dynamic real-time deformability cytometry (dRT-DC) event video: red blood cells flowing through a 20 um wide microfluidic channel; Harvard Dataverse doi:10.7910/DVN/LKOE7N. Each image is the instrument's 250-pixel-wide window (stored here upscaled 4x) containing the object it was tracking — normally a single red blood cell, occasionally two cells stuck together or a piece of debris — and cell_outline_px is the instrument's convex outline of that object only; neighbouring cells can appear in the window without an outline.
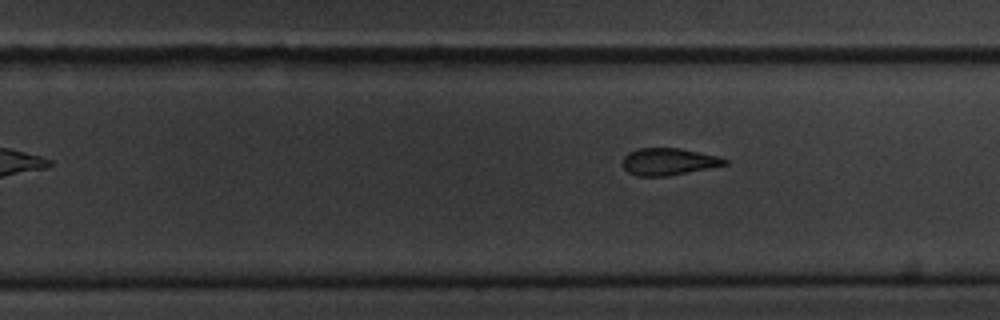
{"species": "common noctule bat (a hibernating species)", "species_latin": "Nyctalus noctula", "temperature_condition": "cold", "stored_images_in_passage": 11, "segment_of_instrument_passage": [2, 2], "camera_frame_rate_fps": 3000, "um_per_image_px": 0.085, "animal": {"sex": "male", "body_mass_g": 20.1, "forearm_length_mm": 53.5}, "frame": {"image": 1, "passage_image": 11, "time_ms": 12.667, "image_size_px": [1000, 320], "cell_outline_px": [[728, 164], [708, 168], [664, 176], [636, 176], [628, 172], [624, 168], [624, 156], [628, 152], [640, 148], [680, 148], [720, 156], [728, 160]], "centroid_in_image_um": [56.84, 13.73], "position_along_channel_um": 273.0, "area_um2": 15.95}}